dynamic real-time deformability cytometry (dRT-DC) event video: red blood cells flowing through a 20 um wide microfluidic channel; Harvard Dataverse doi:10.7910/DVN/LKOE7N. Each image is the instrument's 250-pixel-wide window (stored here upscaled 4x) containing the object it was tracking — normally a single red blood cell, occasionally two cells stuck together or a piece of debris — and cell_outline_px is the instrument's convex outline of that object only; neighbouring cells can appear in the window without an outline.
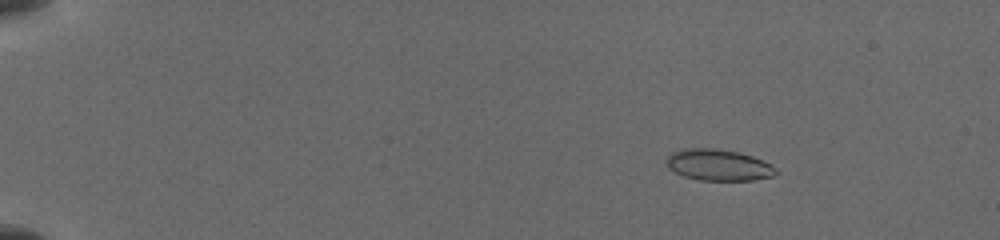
{"species": "common noctule bat (a hibernating species)", "species_latin": "Nyctalus noctula", "temperature_condition": "cold", "stored_images_in_passage": 8, "camera_frame_rate_fps": 3000, "um_per_image_px": 0.085, "animal": {"sex": "female", "body_mass_g": 19.5, "forearm_length_mm": 54.1}, "frame": {"image": 1, "passage_image": 3, "time_ms": 1.667, "image_size_px": [1000, 240], "cell_outline_px": [[776, 172], [772, 176], [752, 180], [700, 180], [684, 176], [668, 168], [668, 156], [672, 152], [684, 148], [716, 148], [740, 152], [764, 160], [772, 164], [776, 168]], "centroid_in_image_um": [61.09, 14.01], "position_along_channel_um": 23.9, "area_um2": 19.94}}
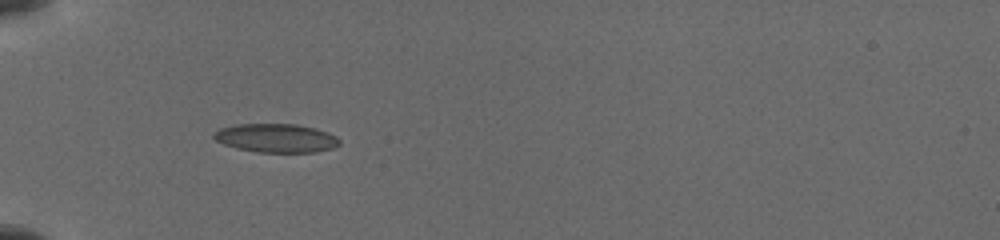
{"frame": {"image": 2, "passage_image": 7, "time_ms": 5.333, "image_size_px": [1000, 240], "cell_outline_px": [[340, 144], [332, 148], [312, 152], [256, 152], [236, 148], [224, 144], [216, 140], [212, 136], [212, 132], [220, 128], [236, 124], [296, 124], [328, 132], [336, 136], [340, 140]], "centroid_in_image_um": [23.43, 11.73], "position_along_channel_um": 61.6, "area_um2": 20.98}}